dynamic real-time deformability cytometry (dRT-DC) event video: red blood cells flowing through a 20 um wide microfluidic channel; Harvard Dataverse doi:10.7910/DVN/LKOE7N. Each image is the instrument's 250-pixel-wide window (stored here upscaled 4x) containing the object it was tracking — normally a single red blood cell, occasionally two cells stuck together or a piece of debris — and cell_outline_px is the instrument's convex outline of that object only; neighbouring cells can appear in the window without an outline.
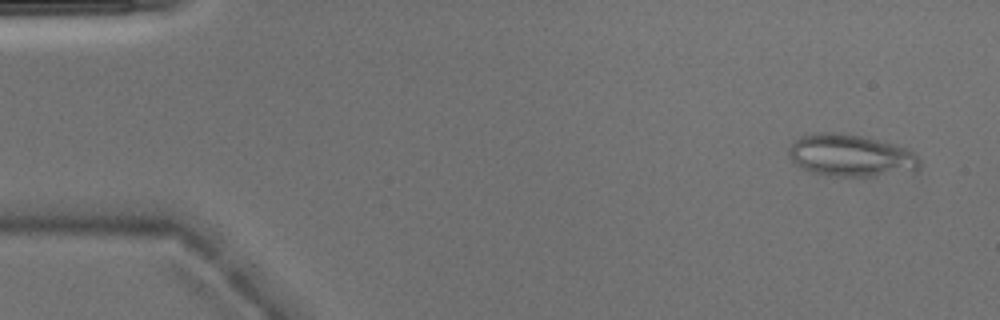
{"species": "Egyptian fruit bat (a non-hibernating species)", "species_latin": "Rousettus aegyptiacus", "temperature_condition": "warm", "stored_images_in_passage": 4, "camera_frame_rate_fps": 3000, "um_per_image_px": 0.085, "animal": {"sex": "male"}, "frame": {"image": 1, "passage_image": 1, "time_ms": 0.0, "image_size_px": [1000, 320], "cell_outline_px": [[920, 168], [864, 176], [832, 176], [812, 172], [800, 168], [788, 156], [788, 148], [800, 136], [820, 132], [836, 132], [860, 136], [908, 148], [920, 160]], "centroid_in_image_um": [72.22, 13.2], "position_along_channel_um": 12.8, "area_um2": 31.44}}
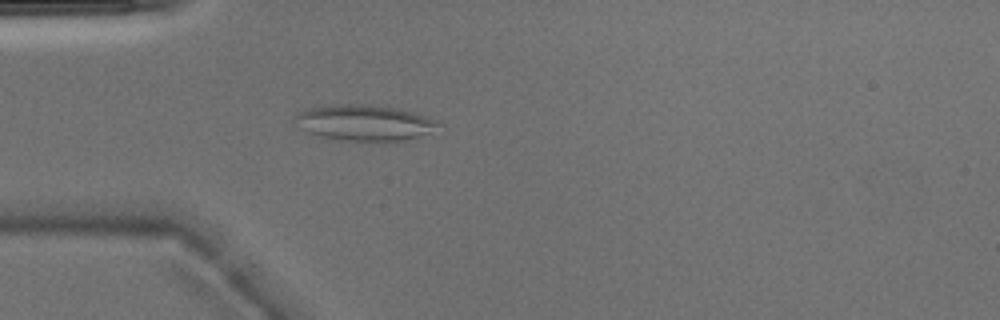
{"frame": {"image": 2, "passage_image": 4, "time_ms": 1.0, "image_size_px": [1000, 320], "cell_outline_px": [[444, 124], [420, 136], [388, 144], [340, 140], [308, 132], [296, 128], [296, 116], [304, 108], [332, 104], [364, 104], [396, 108], [412, 112], [436, 120]], "centroid_in_image_um": [30.97, 10.46], "position_along_channel_um": 54.0, "area_um2": 30.52}}